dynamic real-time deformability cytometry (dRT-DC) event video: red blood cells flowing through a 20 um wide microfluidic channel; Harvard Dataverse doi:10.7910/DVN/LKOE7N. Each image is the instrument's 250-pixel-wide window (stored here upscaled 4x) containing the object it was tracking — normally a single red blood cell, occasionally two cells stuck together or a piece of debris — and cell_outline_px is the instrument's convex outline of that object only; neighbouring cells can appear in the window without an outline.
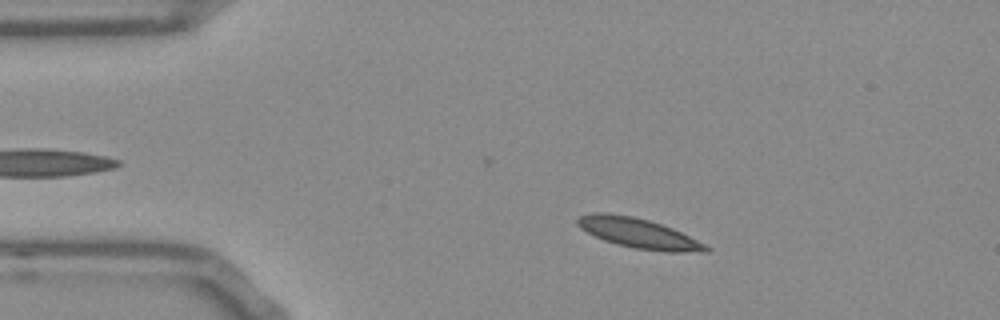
{"species": "Egyptian fruit bat (a non-hibernating species)", "species_latin": "Rousettus aegyptiacus", "temperature_condition": "room temperature", "stored_images_in_passage": 39, "camera_frame_rate_fps": 3000, "um_per_image_px": 0.085, "frame": {"image": 1, "passage_image": 7, "time_ms": 2.0, "image_size_px": [1000, 320], "cell_outline_px": [[712, 248], [708, 252], [664, 252], [636, 248], [616, 244], [604, 240], [580, 228], [576, 224], [576, 220], [580, 216], [592, 212], [604, 212], [632, 216], [648, 220], [672, 228]], "centroid_in_image_um": [54.26, 19.82], "position_along_channel_um": 30.7, "area_um2": 22.2}}
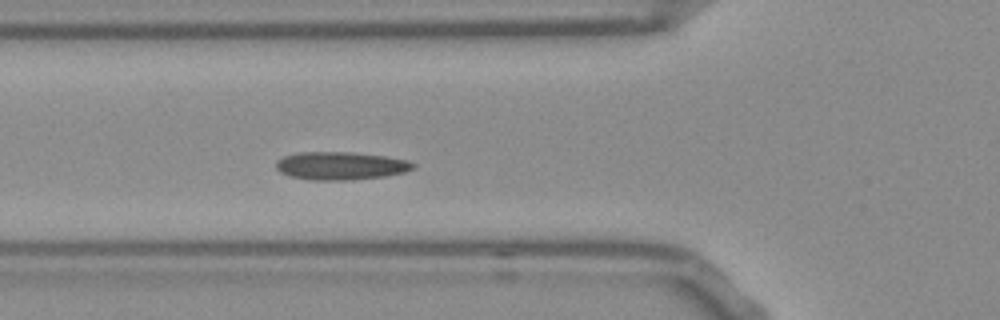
{"frame": {"image": 2, "passage_image": 16, "time_ms": 5.0, "image_size_px": [1000, 320], "cell_outline_px": [[416, 168], [404, 172], [384, 176], [352, 180], [312, 180], [288, 176], [280, 172], [276, 168], [276, 160], [284, 156], [300, 152], [348, 152], [384, 156], [408, 160], [416, 164]], "centroid_in_image_um": [28.95, 14.09], "position_along_channel_um": 96.9, "area_um2": 22.43}}
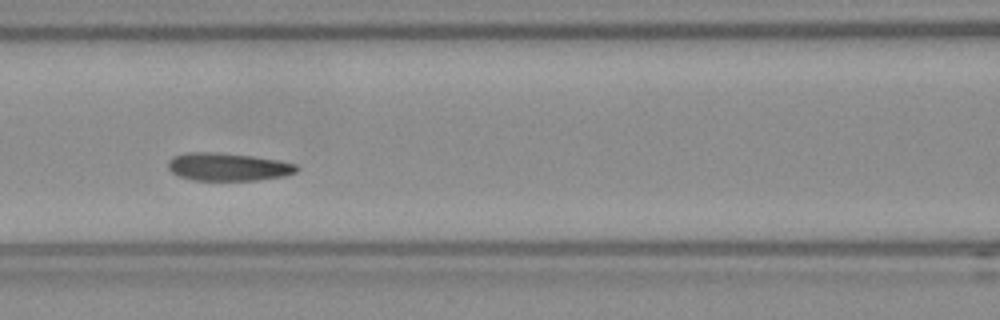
{"frame": {"image": 3, "passage_image": 20, "time_ms": 6.333, "image_size_px": [1000, 320], "cell_outline_px": [[300, 168], [296, 172], [284, 176], [256, 180], [192, 180], [176, 176], [168, 168], [168, 160], [172, 156], [188, 152], [216, 152], [252, 156], [276, 160], [296, 164]], "centroid_in_image_um": [19.34, 14.18], "position_along_channel_um": 147.3, "area_um2": 20.98}, "authors_computed_cell_mechanics": {"area_um2": 21.2126, "velocity_mm_per_s": 3.7312, "shape_relaxation_time_tau1_ms": 10.8304, "shape_relaxation_time_tau2_ms": 2.5862, "deformation_change_tau1": 0.1541, "deformation_change_tau2": 0.0639}}